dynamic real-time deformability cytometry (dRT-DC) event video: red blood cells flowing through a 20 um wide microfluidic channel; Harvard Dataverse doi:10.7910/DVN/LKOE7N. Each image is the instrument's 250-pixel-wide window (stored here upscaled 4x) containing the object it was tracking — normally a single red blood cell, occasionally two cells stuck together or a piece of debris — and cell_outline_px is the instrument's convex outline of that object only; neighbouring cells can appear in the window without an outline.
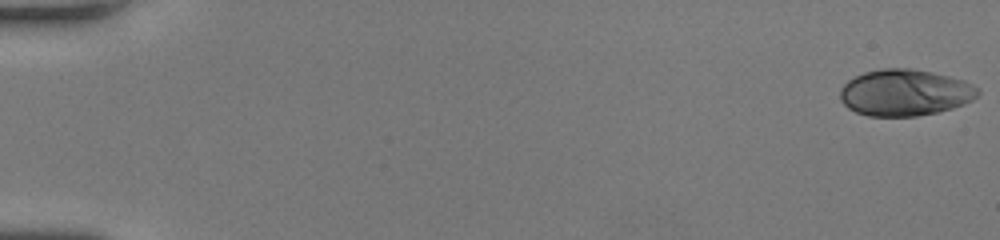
{"species": "human", "species_latin": "Homo sapiens", "temperature_condition": "room temperature", "stored_images_in_passage": 50, "camera_frame_rate_fps": 3000, "um_per_image_px": 0.085, "donor": {"sex": "female"}, "frame": {"image": 1, "passage_image": 1, "time_ms": 0.0, "image_size_px": [1000, 240], "cell_outline_px": [[980, 92], [972, 100], [964, 104], [952, 108], [936, 112], [916, 116], [868, 116], [856, 112], [848, 108], [840, 100], [840, 88], [848, 80], [864, 72], [884, 68], [912, 68], [932, 72], [964, 80], [980, 88]], "centroid_in_image_um": [76.91, 7.87], "position_along_channel_um": 8.1, "area_um2": 37.4}}
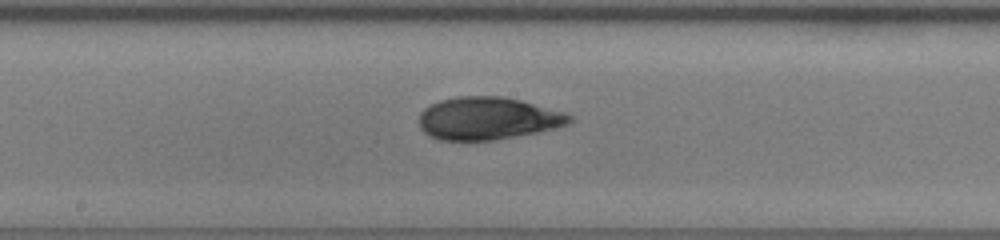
{"frame": {"image": 2, "passage_image": 28, "time_ms": 9.0, "image_size_px": [1000, 240], "cell_outline_px": [[572, 120], [568, 124], [556, 128], [516, 136], [492, 140], [440, 140], [428, 136], [420, 128], [420, 112], [424, 108], [440, 100], [456, 96], [500, 96], [520, 100], [564, 112], [572, 116]], "centroid_in_image_um": [41.44, 10.06], "position_along_channel_um": 206.8, "area_um2": 37.22}}
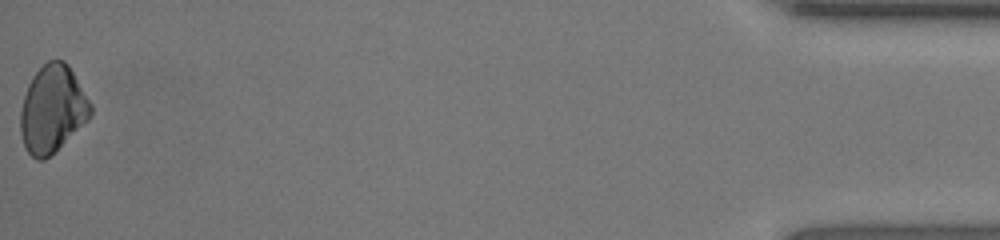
{"frame": {"image": 3, "passage_image": 50, "time_ms": 16.333, "image_size_px": [1000, 240], "cell_outline_px": [[92, 116], [88, 120], [44, 160], [36, 160], [28, 152], [24, 144], [20, 132], [20, 112], [24, 96], [28, 84], [32, 76], [48, 60], [64, 60], [68, 64], [92, 104]], "centroid_in_image_um": [4.46, 9.25], "position_along_channel_um": 430.7, "area_um2": 35.37}, "authors_computed_cell_mechanics": {"area_um2": 36.2117, "velocity_mm_per_s": 4.3032, "shape_relaxation_time_tau1_ms": 9.0008, "shape_relaxation_time_tau2_ms": 1.389, "deformation_change_tau1": 0.2285, "deformation_change_tau2": 0.0304}}